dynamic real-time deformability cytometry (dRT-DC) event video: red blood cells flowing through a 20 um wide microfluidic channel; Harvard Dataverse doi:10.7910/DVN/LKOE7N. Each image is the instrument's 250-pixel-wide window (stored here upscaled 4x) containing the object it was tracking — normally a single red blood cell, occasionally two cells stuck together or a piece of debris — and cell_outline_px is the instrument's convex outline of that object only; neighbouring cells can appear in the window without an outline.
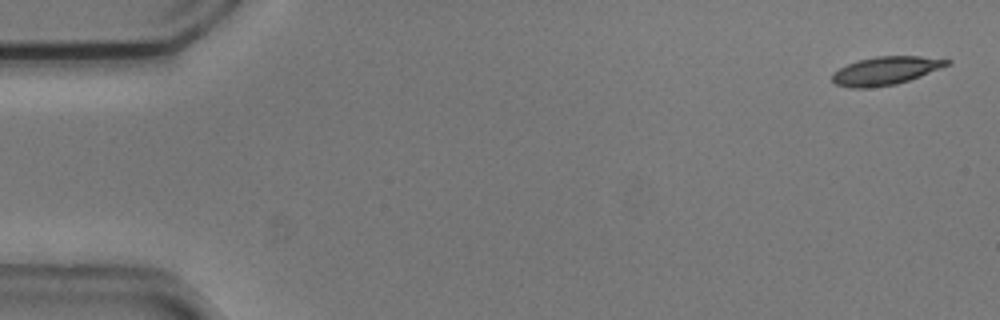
{"species": "common noctule bat (a hibernating species)", "species_latin": "Nyctalus noctula", "temperature_condition": "cold", "stored_images_in_passage": 45, "camera_frame_rate_fps": 3000, "um_per_image_px": 0.085, "animal": {"sex": "male", "body_mass_g": 20.5, "forearm_length_mm": 52.5}, "frame": {"image": 1, "passage_image": 1, "time_ms": 0.0, "image_size_px": [1000, 320], "cell_outline_px": [[952, 64], [920, 76], [896, 84], [864, 88], [852, 88], [836, 84], [832, 80], [832, 72], [848, 64], [860, 60], [876, 56], [920, 56], [952, 60]], "centroid_in_image_um": [75.3, 6.0], "position_along_channel_um": 9.7, "area_um2": 18.73}}